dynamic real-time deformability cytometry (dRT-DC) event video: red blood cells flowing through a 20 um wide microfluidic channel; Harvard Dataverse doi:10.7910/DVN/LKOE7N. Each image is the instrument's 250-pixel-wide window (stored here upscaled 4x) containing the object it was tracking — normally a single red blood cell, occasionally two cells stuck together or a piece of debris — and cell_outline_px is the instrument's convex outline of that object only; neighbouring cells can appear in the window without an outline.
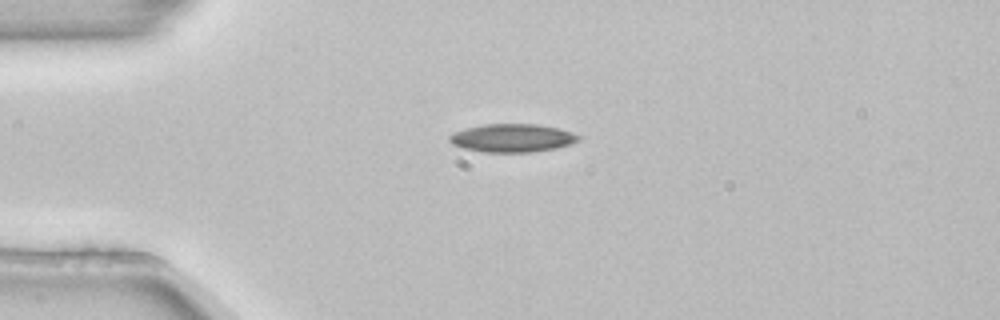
{"species": "common noctule bat (a hibernating species)", "species_latin": "Nyctalus noctula", "temperature_condition": "room temperature", "stored_images_in_passage": 6, "camera_frame_rate_fps": 3000, "um_per_image_px": 0.085, "animal": {"sex": "female", "body_mass_g": 22.7, "forearm_length_mm": 54.2}, "frame": {"image": 1, "passage_image": 6, "time_ms": 1.667, "image_size_px": [1000, 320], "cell_outline_px": [[580, 140], [556, 148], [532, 152], [484, 152], [464, 148], [452, 144], [448, 140], [448, 136], [464, 128], [484, 124], [536, 124], [560, 128], [572, 132], [580, 136]], "centroid_in_image_um": [43.54, 11.72], "position_along_channel_um": 41.5, "area_um2": 21.21}}